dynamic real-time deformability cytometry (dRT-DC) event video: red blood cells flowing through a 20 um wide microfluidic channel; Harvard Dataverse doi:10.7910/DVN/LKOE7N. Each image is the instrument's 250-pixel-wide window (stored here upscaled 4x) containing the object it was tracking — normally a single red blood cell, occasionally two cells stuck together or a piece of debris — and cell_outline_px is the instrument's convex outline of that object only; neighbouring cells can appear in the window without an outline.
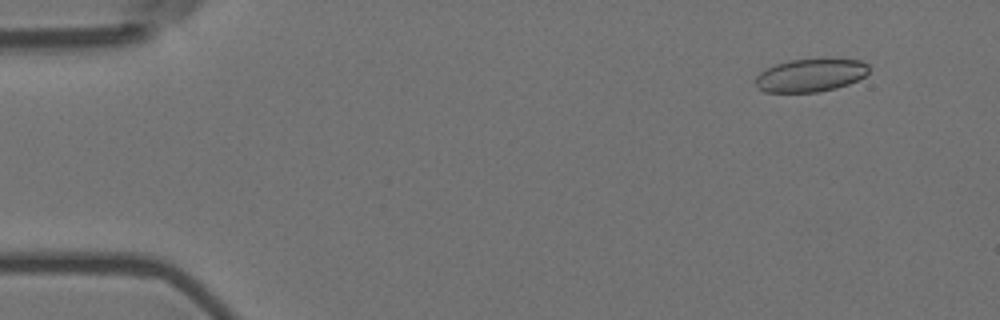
{"species": "Egyptian fruit bat (a non-hibernating species)", "species_latin": "Rousettus aegyptiacus", "temperature_condition": "room temperature", "stored_images_in_passage": 5, "camera_frame_rate_fps": 3000, "um_per_image_px": 0.085, "animal": {"sex": "female"}, "frame": {"image": 1, "passage_image": 2, "time_ms": 0.333, "image_size_px": [1000, 320], "cell_outline_px": [[868, 72], [864, 76], [848, 84], [836, 88], [816, 92], [764, 92], [756, 84], [756, 76], [764, 68], [776, 64], [792, 60], [824, 56], [828, 56], [860, 60], [868, 64]], "centroid_in_image_um": [68.93, 6.34], "position_along_channel_um": 16.1, "area_um2": 22.43}}